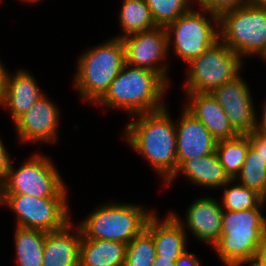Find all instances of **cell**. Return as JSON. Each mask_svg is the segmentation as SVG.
Segmentation results:
<instances>
[{"label": "cell", "instance_id": "obj_6", "mask_svg": "<svg viewBox=\"0 0 266 266\" xmlns=\"http://www.w3.org/2000/svg\"><path fill=\"white\" fill-rule=\"evenodd\" d=\"M219 39L242 59L266 56V5L248 3L219 16Z\"/></svg>", "mask_w": 266, "mask_h": 266}, {"label": "cell", "instance_id": "obj_28", "mask_svg": "<svg viewBox=\"0 0 266 266\" xmlns=\"http://www.w3.org/2000/svg\"><path fill=\"white\" fill-rule=\"evenodd\" d=\"M193 0H145L157 26L166 27L188 12Z\"/></svg>", "mask_w": 266, "mask_h": 266}, {"label": "cell", "instance_id": "obj_39", "mask_svg": "<svg viewBox=\"0 0 266 266\" xmlns=\"http://www.w3.org/2000/svg\"><path fill=\"white\" fill-rule=\"evenodd\" d=\"M19 1H23V2H26V3H37L38 1L40 2L41 0H19Z\"/></svg>", "mask_w": 266, "mask_h": 266}, {"label": "cell", "instance_id": "obj_38", "mask_svg": "<svg viewBox=\"0 0 266 266\" xmlns=\"http://www.w3.org/2000/svg\"><path fill=\"white\" fill-rule=\"evenodd\" d=\"M251 4L266 5V0H249Z\"/></svg>", "mask_w": 266, "mask_h": 266}, {"label": "cell", "instance_id": "obj_17", "mask_svg": "<svg viewBox=\"0 0 266 266\" xmlns=\"http://www.w3.org/2000/svg\"><path fill=\"white\" fill-rule=\"evenodd\" d=\"M184 108L200 120L217 140L237 137L239 134L231 126L229 118L211 93H185Z\"/></svg>", "mask_w": 266, "mask_h": 266}, {"label": "cell", "instance_id": "obj_14", "mask_svg": "<svg viewBox=\"0 0 266 266\" xmlns=\"http://www.w3.org/2000/svg\"><path fill=\"white\" fill-rule=\"evenodd\" d=\"M223 209L213 197H201L188 207L185 222L176 213H171L193 236L206 245L214 246L221 237ZM183 221V222H182Z\"/></svg>", "mask_w": 266, "mask_h": 266}, {"label": "cell", "instance_id": "obj_3", "mask_svg": "<svg viewBox=\"0 0 266 266\" xmlns=\"http://www.w3.org/2000/svg\"><path fill=\"white\" fill-rule=\"evenodd\" d=\"M222 232L214 251L225 266H243L254 259L266 238V218L261 208L224 210Z\"/></svg>", "mask_w": 266, "mask_h": 266}, {"label": "cell", "instance_id": "obj_12", "mask_svg": "<svg viewBox=\"0 0 266 266\" xmlns=\"http://www.w3.org/2000/svg\"><path fill=\"white\" fill-rule=\"evenodd\" d=\"M229 118L238 134H250L256 129L257 114L253 97L240 74L210 92Z\"/></svg>", "mask_w": 266, "mask_h": 266}, {"label": "cell", "instance_id": "obj_32", "mask_svg": "<svg viewBox=\"0 0 266 266\" xmlns=\"http://www.w3.org/2000/svg\"><path fill=\"white\" fill-rule=\"evenodd\" d=\"M200 262L196 254L187 250L175 261V266H200Z\"/></svg>", "mask_w": 266, "mask_h": 266}, {"label": "cell", "instance_id": "obj_33", "mask_svg": "<svg viewBox=\"0 0 266 266\" xmlns=\"http://www.w3.org/2000/svg\"><path fill=\"white\" fill-rule=\"evenodd\" d=\"M263 112L261 114V117L259 119H256V131L266 133V101L265 104H263ZM261 118V119H260ZM258 120H261L260 122Z\"/></svg>", "mask_w": 266, "mask_h": 266}, {"label": "cell", "instance_id": "obj_8", "mask_svg": "<svg viewBox=\"0 0 266 266\" xmlns=\"http://www.w3.org/2000/svg\"><path fill=\"white\" fill-rule=\"evenodd\" d=\"M165 28L168 35V51L174 44V54L186 64L219 40V17L203 8L197 11L192 7Z\"/></svg>", "mask_w": 266, "mask_h": 266}, {"label": "cell", "instance_id": "obj_25", "mask_svg": "<svg viewBox=\"0 0 266 266\" xmlns=\"http://www.w3.org/2000/svg\"><path fill=\"white\" fill-rule=\"evenodd\" d=\"M222 188L224 189L221 202L223 210L242 211L262 208L266 204V199L261 194L239 182L236 183V179H231Z\"/></svg>", "mask_w": 266, "mask_h": 266}, {"label": "cell", "instance_id": "obj_27", "mask_svg": "<svg viewBox=\"0 0 266 266\" xmlns=\"http://www.w3.org/2000/svg\"><path fill=\"white\" fill-rule=\"evenodd\" d=\"M155 258L153 236L144 229L127 245L124 266H152Z\"/></svg>", "mask_w": 266, "mask_h": 266}, {"label": "cell", "instance_id": "obj_18", "mask_svg": "<svg viewBox=\"0 0 266 266\" xmlns=\"http://www.w3.org/2000/svg\"><path fill=\"white\" fill-rule=\"evenodd\" d=\"M145 229L153 236L156 256L177 260L187 251V229L180 224L171 212L160 221L154 211L149 217Z\"/></svg>", "mask_w": 266, "mask_h": 266}, {"label": "cell", "instance_id": "obj_15", "mask_svg": "<svg viewBox=\"0 0 266 266\" xmlns=\"http://www.w3.org/2000/svg\"><path fill=\"white\" fill-rule=\"evenodd\" d=\"M176 126L178 167L186 160L200 158L216 151L217 140L206 126L185 108Z\"/></svg>", "mask_w": 266, "mask_h": 266}, {"label": "cell", "instance_id": "obj_26", "mask_svg": "<svg viewBox=\"0 0 266 266\" xmlns=\"http://www.w3.org/2000/svg\"><path fill=\"white\" fill-rule=\"evenodd\" d=\"M235 179L266 199V162L252 146L249 147L241 172Z\"/></svg>", "mask_w": 266, "mask_h": 266}, {"label": "cell", "instance_id": "obj_19", "mask_svg": "<svg viewBox=\"0 0 266 266\" xmlns=\"http://www.w3.org/2000/svg\"><path fill=\"white\" fill-rule=\"evenodd\" d=\"M72 221L63 228L46 233L42 266H79L82 232ZM73 233V234H72Z\"/></svg>", "mask_w": 266, "mask_h": 266}, {"label": "cell", "instance_id": "obj_13", "mask_svg": "<svg viewBox=\"0 0 266 266\" xmlns=\"http://www.w3.org/2000/svg\"><path fill=\"white\" fill-rule=\"evenodd\" d=\"M59 108L43 94L34 105L15 121L21 143H53L58 137Z\"/></svg>", "mask_w": 266, "mask_h": 266}, {"label": "cell", "instance_id": "obj_20", "mask_svg": "<svg viewBox=\"0 0 266 266\" xmlns=\"http://www.w3.org/2000/svg\"><path fill=\"white\" fill-rule=\"evenodd\" d=\"M182 174L190 183L213 189L222 188L231 179L226 174L224 167L219 161L216 152L200 157L191 158L184 161L174 175L165 183L166 187L173 183ZM171 182V183H170Z\"/></svg>", "mask_w": 266, "mask_h": 266}, {"label": "cell", "instance_id": "obj_34", "mask_svg": "<svg viewBox=\"0 0 266 266\" xmlns=\"http://www.w3.org/2000/svg\"><path fill=\"white\" fill-rule=\"evenodd\" d=\"M175 261L176 260H169L166 258H160L159 256H156L152 266H175Z\"/></svg>", "mask_w": 266, "mask_h": 266}, {"label": "cell", "instance_id": "obj_1", "mask_svg": "<svg viewBox=\"0 0 266 266\" xmlns=\"http://www.w3.org/2000/svg\"><path fill=\"white\" fill-rule=\"evenodd\" d=\"M136 119L125 126L124 137L129 145L146 159L164 180V184L178 168L176 126L167 106L157 112L134 115Z\"/></svg>", "mask_w": 266, "mask_h": 266}, {"label": "cell", "instance_id": "obj_29", "mask_svg": "<svg viewBox=\"0 0 266 266\" xmlns=\"http://www.w3.org/2000/svg\"><path fill=\"white\" fill-rule=\"evenodd\" d=\"M198 3L200 8L206 9L207 11L220 15L224 11L236 9L247 5L249 0H194Z\"/></svg>", "mask_w": 266, "mask_h": 266}, {"label": "cell", "instance_id": "obj_36", "mask_svg": "<svg viewBox=\"0 0 266 266\" xmlns=\"http://www.w3.org/2000/svg\"><path fill=\"white\" fill-rule=\"evenodd\" d=\"M257 256L264 262L266 263V238L263 240L261 243L259 249H258V254Z\"/></svg>", "mask_w": 266, "mask_h": 266}, {"label": "cell", "instance_id": "obj_37", "mask_svg": "<svg viewBox=\"0 0 266 266\" xmlns=\"http://www.w3.org/2000/svg\"><path fill=\"white\" fill-rule=\"evenodd\" d=\"M249 263H251V266H266V263H264L258 256L252 259Z\"/></svg>", "mask_w": 266, "mask_h": 266}, {"label": "cell", "instance_id": "obj_5", "mask_svg": "<svg viewBox=\"0 0 266 266\" xmlns=\"http://www.w3.org/2000/svg\"><path fill=\"white\" fill-rule=\"evenodd\" d=\"M154 212L129 203H106L97 206L79 223L86 239L110 240L129 244L145 228Z\"/></svg>", "mask_w": 266, "mask_h": 266}, {"label": "cell", "instance_id": "obj_21", "mask_svg": "<svg viewBox=\"0 0 266 266\" xmlns=\"http://www.w3.org/2000/svg\"><path fill=\"white\" fill-rule=\"evenodd\" d=\"M127 244L110 240L86 239L80 244L79 266H124Z\"/></svg>", "mask_w": 266, "mask_h": 266}, {"label": "cell", "instance_id": "obj_23", "mask_svg": "<svg viewBox=\"0 0 266 266\" xmlns=\"http://www.w3.org/2000/svg\"><path fill=\"white\" fill-rule=\"evenodd\" d=\"M122 1L123 3L118 20L123 34H121V36L117 35L116 38L122 39L128 35L157 27L145 0Z\"/></svg>", "mask_w": 266, "mask_h": 266}, {"label": "cell", "instance_id": "obj_10", "mask_svg": "<svg viewBox=\"0 0 266 266\" xmlns=\"http://www.w3.org/2000/svg\"><path fill=\"white\" fill-rule=\"evenodd\" d=\"M67 201V198L0 195V206L5 205L14 212L16 226L46 232L59 230L71 221Z\"/></svg>", "mask_w": 266, "mask_h": 266}, {"label": "cell", "instance_id": "obj_9", "mask_svg": "<svg viewBox=\"0 0 266 266\" xmlns=\"http://www.w3.org/2000/svg\"><path fill=\"white\" fill-rule=\"evenodd\" d=\"M243 59L220 39L187 65L186 93H210L233 80L243 69Z\"/></svg>", "mask_w": 266, "mask_h": 266}, {"label": "cell", "instance_id": "obj_2", "mask_svg": "<svg viewBox=\"0 0 266 266\" xmlns=\"http://www.w3.org/2000/svg\"><path fill=\"white\" fill-rule=\"evenodd\" d=\"M169 84L156 72L125 64L104 96L95 104L127 111L131 117L166 107Z\"/></svg>", "mask_w": 266, "mask_h": 266}, {"label": "cell", "instance_id": "obj_35", "mask_svg": "<svg viewBox=\"0 0 266 266\" xmlns=\"http://www.w3.org/2000/svg\"><path fill=\"white\" fill-rule=\"evenodd\" d=\"M7 70L8 69L5 68V66L1 63V60H0V97L4 89Z\"/></svg>", "mask_w": 266, "mask_h": 266}, {"label": "cell", "instance_id": "obj_24", "mask_svg": "<svg viewBox=\"0 0 266 266\" xmlns=\"http://www.w3.org/2000/svg\"><path fill=\"white\" fill-rule=\"evenodd\" d=\"M250 146L248 134L217 141L215 152L230 179H235L240 174Z\"/></svg>", "mask_w": 266, "mask_h": 266}, {"label": "cell", "instance_id": "obj_4", "mask_svg": "<svg viewBox=\"0 0 266 266\" xmlns=\"http://www.w3.org/2000/svg\"><path fill=\"white\" fill-rule=\"evenodd\" d=\"M77 60L74 86L82 99L96 104L126 64L123 41L112 37L85 50Z\"/></svg>", "mask_w": 266, "mask_h": 266}, {"label": "cell", "instance_id": "obj_11", "mask_svg": "<svg viewBox=\"0 0 266 266\" xmlns=\"http://www.w3.org/2000/svg\"><path fill=\"white\" fill-rule=\"evenodd\" d=\"M122 41L125 47L126 64L152 70L169 85L171 84L166 62L160 63L166 60L165 58L169 54L168 35L165 27L157 26L147 31L134 33L122 38Z\"/></svg>", "mask_w": 266, "mask_h": 266}, {"label": "cell", "instance_id": "obj_30", "mask_svg": "<svg viewBox=\"0 0 266 266\" xmlns=\"http://www.w3.org/2000/svg\"><path fill=\"white\" fill-rule=\"evenodd\" d=\"M250 145L261 155L266 162V133L254 130L248 134Z\"/></svg>", "mask_w": 266, "mask_h": 266}, {"label": "cell", "instance_id": "obj_7", "mask_svg": "<svg viewBox=\"0 0 266 266\" xmlns=\"http://www.w3.org/2000/svg\"><path fill=\"white\" fill-rule=\"evenodd\" d=\"M13 164L0 183V195L68 198L66 183L47 156L34 153L18 169Z\"/></svg>", "mask_w": 266, "mask_h": 266}, {"label": "cell", "instance_id": "obj_31", "mask_svg": "<svg viewBox=\"0 0 266 266\" xmlns=\"http://www.w3.org/2000/svg\"><path fill=\"white\" fill-rule=\"evenodd\" d=\"M12 160L0 138V183L5 179L10 169Z\"/></svg>", "mask_w": 266, "mask_h": 266}, {"label": "cell", "instance_id": "obj_16", "mask_svg": "<svg viewBox=\"0 0 266 266\" xmlns=\"http://www.w3.org/2000/svg\"><path fill=\"white\" fill-rule=\"evenodd\" d=\"M43 94L44 92L40 90L32 73L23 69L11 75L8 70L0 97V106L9 110L14 122L28 111Z\"/></svg>", "mask_w": 266, "mask_h": 266}, {"label": "cell", "instance_id": "obj_22", "mask_svg": "<svg viewBox=\"0 0 266 266\" xmlns=\"http://www.w3.org/2000/svg\"><path fill=\"white\" fill-rule=\"evenodd\" d=\"M46 233L39 229L15 227L17 266H42Z\"/></svg>", "mask_w": 266, "mask_h": 266}]
</instances>
